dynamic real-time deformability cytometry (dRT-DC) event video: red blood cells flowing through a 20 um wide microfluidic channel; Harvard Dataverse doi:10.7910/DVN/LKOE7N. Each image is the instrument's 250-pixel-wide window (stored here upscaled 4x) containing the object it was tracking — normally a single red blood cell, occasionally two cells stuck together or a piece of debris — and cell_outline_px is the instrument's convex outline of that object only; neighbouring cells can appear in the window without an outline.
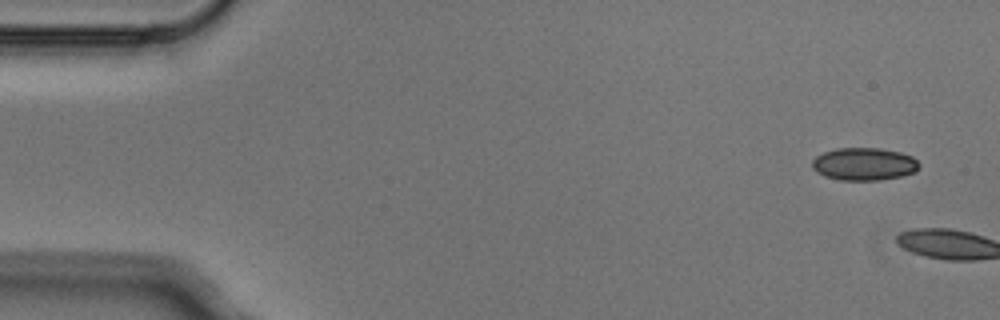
{"species": "Egyptian fruit bat (a non-hibernating species)", "species_latin": "Rousettus aegyptiacus", "temperature_condition": "cold", "stored_images_in_passage": 3, "camera_frame_rate_fps": 3000, "um_per_image_px": 0.085, "animal": {"sex": "male"}, "frame": {"image": 1, "passage_image": 1, "time_ms": 0.0, "image_size_px": [1000, 320], "cell_outline_px": [[920, 164], [916, 172], [904, 176], [880, 180], [840, 180], [824, 176], [816, 172], [812, 168], [812, 160], [816, 156], [824, 152], [836, 148], [880, 148], [900, 152], [912, 156]], "centroid_in_image_um": [73.45, 13.95], "position_along_channel_um": 11.5, "area_um2": 20.58}}